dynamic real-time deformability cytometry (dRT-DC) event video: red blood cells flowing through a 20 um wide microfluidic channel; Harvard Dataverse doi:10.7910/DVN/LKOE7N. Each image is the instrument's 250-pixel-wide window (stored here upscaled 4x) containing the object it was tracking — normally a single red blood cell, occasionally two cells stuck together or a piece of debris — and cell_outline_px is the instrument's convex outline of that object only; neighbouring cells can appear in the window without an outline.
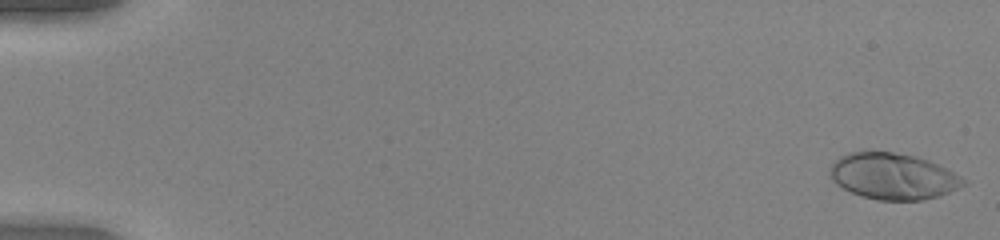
{"species": "human", "species_latin": "Homo sapiens", "temperature_condition": "warm", "stored_images_in_passage": 18, "camera_frame_rate_fps": 3000, "um_per_image_px": 0.085, "donor": {"sex": "female"}, "frame": {"image": 1, "passage_image": 1, "time_ms": 0.0, "image_size_px": [1000, 240], "cell_outline_px": [[968, 184], [940, 196], [920, 200], [880, 200], [860, 196], [836, 184], [832, 180], [828, 172], [832, 164], [840, 156], [848, 152], [864, 148], [892, 152], [916, 156], [928, 160], [960, 176]], "centroid_in_image_um": [75.85, 14.95], "position_along_channel_um": 9.1, "area_um2": 36.41}}
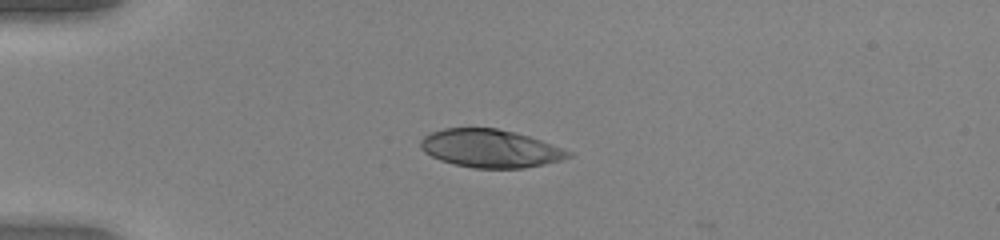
{"frame": {"image": 2, "passage_image": 14, "time_ms": 4.333, "image_size_px": [1000, 240], "cell_outline_px": [[572, 156], [560, 160], [544, 164], [524, 168], [472, 168], [452, 164], [440, 160], [424, 152], [420, 148], [420, 140], [424, 136], [432, 132], [444, 128], [496, 128], [516, 132], [540, 140], [572, 152]], "centroid_in_image_um": [41.64, 12.62], "position_along_channel_um": 43.4, "area_um2": 32.71}}